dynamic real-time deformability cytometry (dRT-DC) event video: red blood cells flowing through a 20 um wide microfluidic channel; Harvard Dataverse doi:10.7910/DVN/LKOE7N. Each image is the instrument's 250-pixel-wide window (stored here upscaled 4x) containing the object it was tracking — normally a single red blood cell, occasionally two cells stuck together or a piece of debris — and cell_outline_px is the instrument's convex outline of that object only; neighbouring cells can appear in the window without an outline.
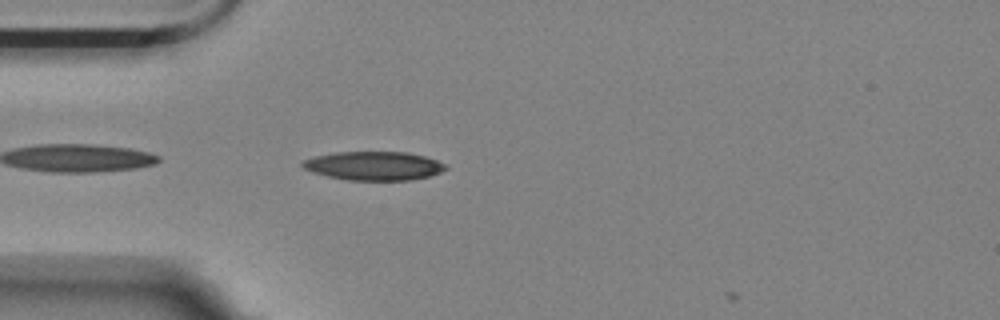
{"species": "Egyptian fruit bat (a non-hibernating species)", "species_latin": "Rousettus aegyptiacus", "temperature_condition": "room temperature", "stored_images_in_passage": 3, "camera_frame_rate_fps": 3000, "um_per_image_px": 0.085, "animal": {"sex": "female"}, "frame": {"image": 1, "passage_image": 2, "time_ms": 0.333, "image_size_px": [1000, 320], "cell_outline_px": [[448, 168], [440, 172], [428, 176], [412, 180], [348, 180], [328, 176], [312, 172], [304, 168], [300, 164], [300, 160], [312, 156], [336, 152], [408, 152], [424, 156], [436, 160], [444, 164]], "centroid_in_image_um": [31.72, 14.09], "position_along_channel_um": 53.3, "area_um2": 24.04}}